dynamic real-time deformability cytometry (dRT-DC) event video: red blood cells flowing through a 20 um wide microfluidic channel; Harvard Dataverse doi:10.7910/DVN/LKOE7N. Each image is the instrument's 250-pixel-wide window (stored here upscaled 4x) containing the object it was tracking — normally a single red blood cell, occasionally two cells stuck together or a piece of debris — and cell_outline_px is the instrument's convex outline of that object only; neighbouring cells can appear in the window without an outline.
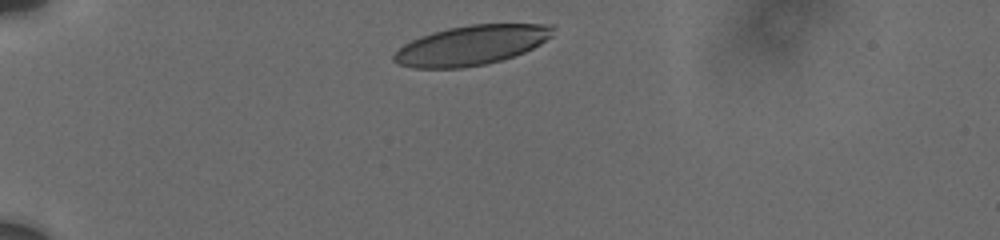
{"species": "human", "species_latin": "Homo sapiens", "temperature_condition": "cold", "stored_images_in_passage": 4, "camera_frame_rate_fps": 3000, "um_per_image_px": 0.085, "donor": {"sex": "male"}, "frame": {"image": 1, "passage_image": 1, "time_ms": 0.0, "image_size_px": [1000, 240], "cell_outline_px": [[556, 24], [552, 36], [540, 44], [524, 52], [488, 64], [464, 68], [412, 68], [396, 64], [392, 60], [392, 56], [404, 44], [420, 36], [432, 32], [448, 28], [472, 24]], "centroid_in_image_um": [40.06, 3.85], "position_along_channel_um": 44.9, "area_um2": 36.93}}
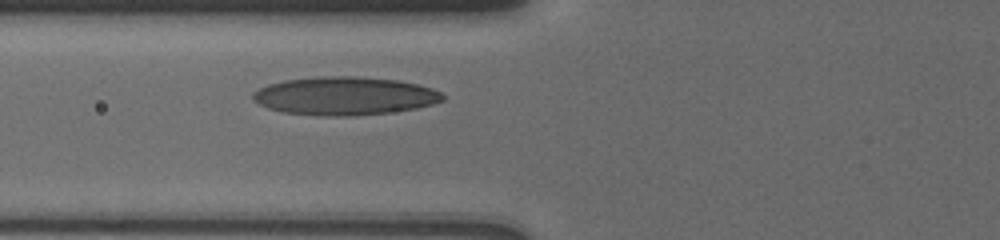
{"frame": {"image": 2, "passage_image": 4, "time_ms": 2.667, "image_size_px": [1000, 240], "cell_outline_px": [[444, 100], [432, 104], [416, 108], [388, 112], [352, 116], [324, 116], [284, 112], [268, 108], [252, 100], [252, 92], [268, 84], [284, 80], [316, 76], [356, 76], [396, 80], [416, 84], [432, 88], [440, 92], [444, 96]], "centroid_in_image_um": [29.26, 8.15], "position_along_channel_um": 96.5, "area_um2": 42.25}}